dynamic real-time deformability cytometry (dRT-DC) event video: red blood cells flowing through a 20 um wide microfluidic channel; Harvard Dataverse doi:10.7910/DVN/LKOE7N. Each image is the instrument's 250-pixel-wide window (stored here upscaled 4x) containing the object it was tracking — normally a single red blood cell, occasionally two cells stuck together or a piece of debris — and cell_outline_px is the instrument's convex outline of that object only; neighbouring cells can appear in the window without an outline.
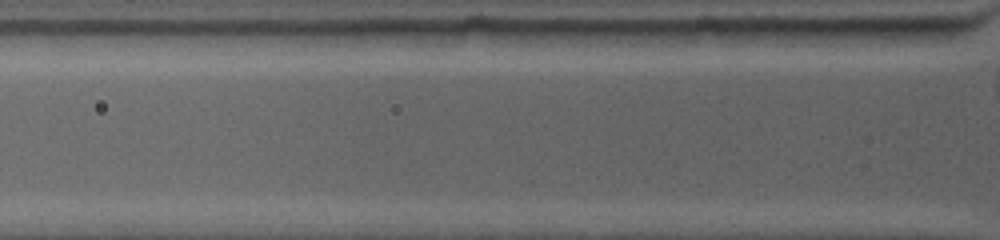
{"species": "common noctule bat (a hibernating species)", "species_latin": "Nyctalus noctula", "temperature_condition": "warm", "stored_images_in_passage": 2, "camera_frame_rate_fps": 4500, "um_per_image_px": 0.085, "animal": {"sex": "female", "body_mass_g": 19.0, "forearm_length_mm": 53.3}, "frame": {"image": 1, "passage_image": 2, "time_ms": 0.444, "image_size_px": [1000, 240], "cell_outline_px": [[784, 28], [772, 44], [684, 44], [684, 32], [696, 28]], "centroid_in_image_um": [62.2, 3.05], "position_along_channel_um": 63.6, "area_um2": 10.69}}